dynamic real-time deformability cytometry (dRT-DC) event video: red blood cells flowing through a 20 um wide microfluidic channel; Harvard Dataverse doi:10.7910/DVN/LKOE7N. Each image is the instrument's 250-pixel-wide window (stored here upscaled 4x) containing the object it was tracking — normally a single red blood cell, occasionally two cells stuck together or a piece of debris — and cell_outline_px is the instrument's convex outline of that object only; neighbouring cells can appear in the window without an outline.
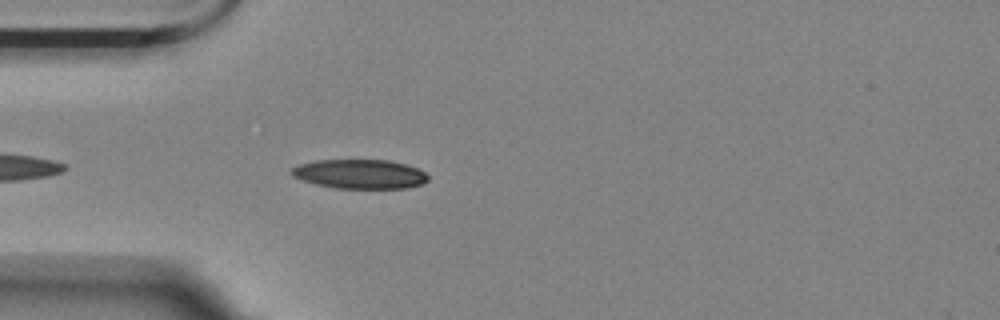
{"species": "Egyptian fruit bat (a non-hibernating species)", "species_latin": "Rousettus aegyptiacus", "temperature_condition": "room temperature", "stored_images_in_passage": 30, "camera_frame_rate_fps": 3000, "um_per_image_px": 0.085, "animal": {"sex": "female"}, "frame": {"image": 1, "passage_image": 4, "time_ms": 1.0, "image_size_px": [1000, 320], "cell_outline_px": [[428, 180], [424, 184], [408, 188], [336, 188], [316, 184], [300, 180], [292, 176], [288, 172], [292, 168], [300, 164], [316, 160], [388, 160], [404, 164], [416, 168], [424, 172], [428, 176]], "centroid_in_image_um": [30.56, 14.8], "position_along_channel_um": 54.4, "area_um2": 23.35}}
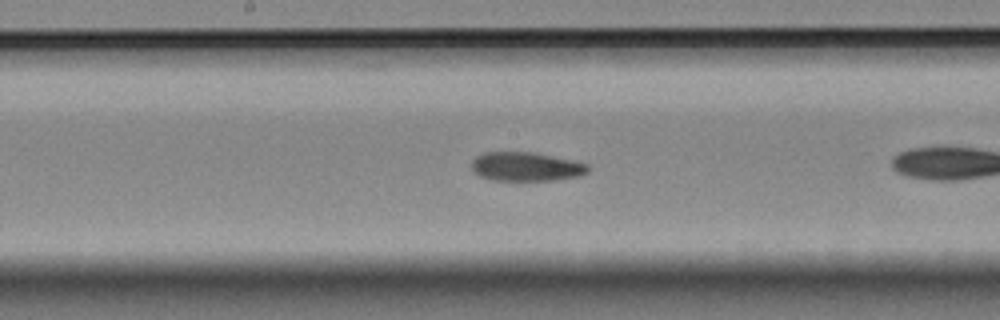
{"frame": {"image": 2, "passage_image": 14, "time_ms": 4.333, "image_size_px": [1000, 320], "cell_outline_px": [[592, 168], [588, 172], [580, 176], [552, 180], [492, 180], [480, 176], [472, 168], [472, 160], [476, 156], [484, 152], [536, 152], [576, 160], [588, 164]], "centroid_in_image_um": [44.78, 14.15], "position_along_channel_um": 203.4, "area_um2": 19.88}}
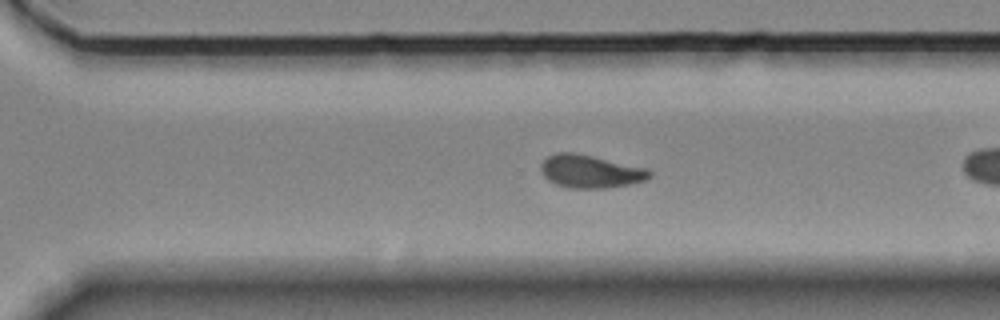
{"frame": {"image": 3, "passage_image": 24, "time_ms": 7.667, "image_size_px": [1000, 320], "cell_outline_px": [[652, 176], [648, 180], [632, 184], [604, 188], [568, 188], [556, 184], [548, 180], [540, 172], [540, 164], [548, 156], [556, 152], [572, 152], [592, 156], [648, 168], [652, 172]], "centroid_in_image_um": [50.2, 14.57], "position_along_channel_um": 320.4, "area_um2": 21.1}}